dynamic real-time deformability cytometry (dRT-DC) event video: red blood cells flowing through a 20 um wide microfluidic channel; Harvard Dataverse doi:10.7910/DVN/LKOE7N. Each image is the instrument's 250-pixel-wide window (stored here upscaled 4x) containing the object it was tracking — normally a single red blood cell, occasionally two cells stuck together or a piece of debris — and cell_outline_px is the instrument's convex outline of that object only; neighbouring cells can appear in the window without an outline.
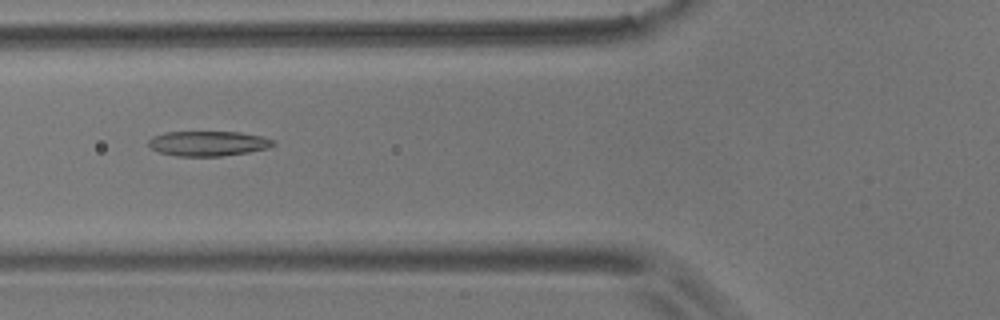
{"species": "common noctule bat (a hibernating species)", "species_latin": "Nyctalus noctula", "temperature_condition": "room temperature", "stored_images_in_passage": 8, "camera_frame_rate_fps": 3000, "um_per_image_px": 0.085, "animal": {"sex": "male", "body_mass_g": 17.9}, "frame": {"image": 1, "passage_image": 6, "time_ms": 1.667, "image_size_px": [1000, 320], "cell_outline_px": [[276, 144], [268, 148], [248, 152], [220, 156], [176, 156], [160, 152], [152, 148], [148, 144], [148, 140], [152, 136], [164, 132], [240, 132], [260, 136], [276, 140]], "centroid_in_image_um": [17.7, 12.19], "position_along_channel_um": 108.1, "area_um2": 18.15}}
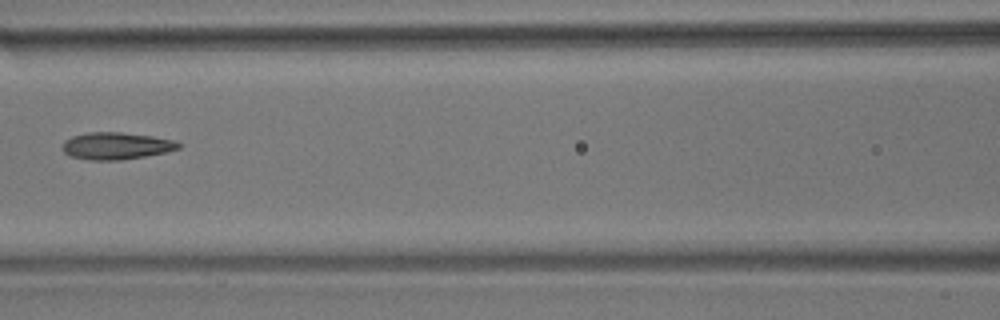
{"frame": {"image": 2, "passage_image": 7, "time_ms": 2.0, "image_size_px": [1000, 320], "cell_outline_px": [[180, 148], [168, 152], [120, 160], [88, 160], [72, 156], [64, 152], [64, 140], [72, 136], [88, 132], [120, 132], [152, 136], [176, 140], [180, 144]], "centroid_in_image_um": [9.91, 12.39], "position_along_channel_um": 156.7, "area_um2": 18.26}}
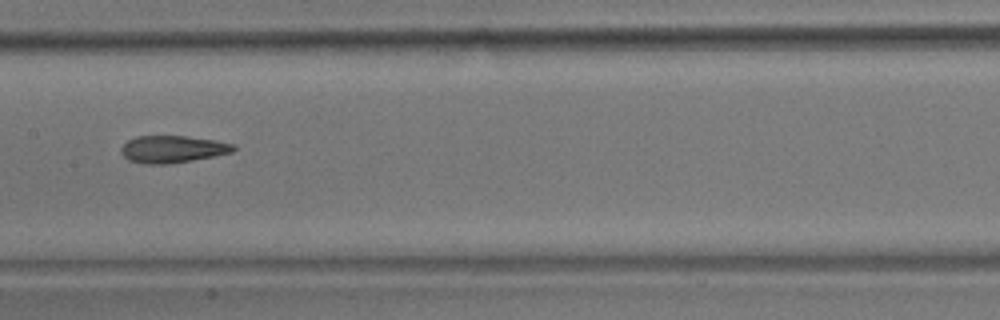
{"frame": {"image": 3, "passage_image": 8, "time_ms": 2.333, "image_size_px": [1000, 320], "cell_outline_px": [[236, 148], [232, 152], [192, 160], [168, 164], [148, 164], [128, 160], [120, 152], [120, 148], [128, 140], [136, 136], [184, 136], [216, 140], [236, 144]], "centroid_in_image_um": [14.66, 12.67], "position_along_channel_um": 192.7, "area_um2": 17.74}}